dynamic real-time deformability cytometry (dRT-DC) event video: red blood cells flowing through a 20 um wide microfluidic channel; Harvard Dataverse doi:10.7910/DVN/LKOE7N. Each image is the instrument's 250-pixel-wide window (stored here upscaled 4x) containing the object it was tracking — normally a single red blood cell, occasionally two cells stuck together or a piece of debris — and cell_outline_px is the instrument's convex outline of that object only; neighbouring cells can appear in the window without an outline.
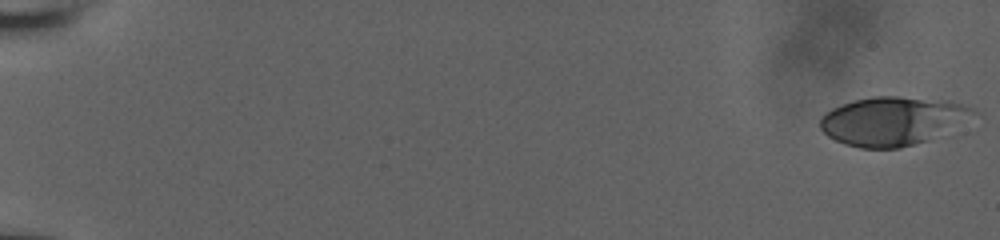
{"species": "human", "species_latin": "Homo sapiens", "temperature_condition": "room temperature", "stored_images_in_passage": 55, "camera_frame_rate_fps": 3000, "um_per_image_px": 0.085, "donor": {"sex": "male"}, "frame": {"image": 1, "passage_image": 1, "time_ms": 0.0, "image_size_px": [1000, 240], "cell_outline_px": [[976, 112], [924, 140], [912, 144], [896, 148], [860, 148], [844, 144], [828, 136], [820, 128], [820, 116], [824, 112], [832, 108], [856, 100], [872, 96], [900, 96], [948, 100], [972, 108]], "centroid_in_image_um": [75.7, 10.26], "position_along_channel_um": 9.3, "area_um2": 42.08}}
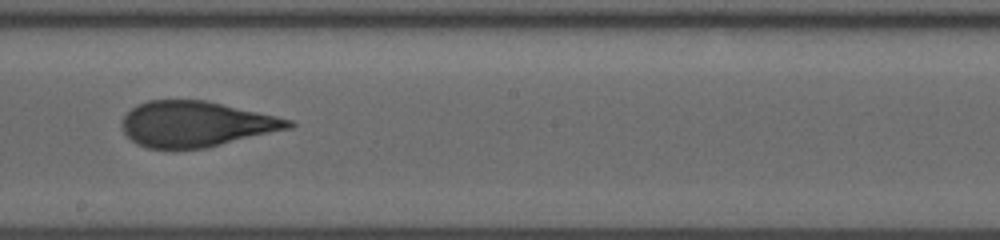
{"frame": {"image": 2, "passage_image": 34, "time_ms": 11.0, "image_size_px": [1000, 240], "cell_outline_px": [[296, 124], [292, 128], [204, 148], [148, 148], [136, 144], [124, 132], [120, 124], [120, 120], [136, 104], [148, 100], [208, 100], [276, 116], [292, 120]], "centroid_in_image_um": [16.64, 10.53], "position_along_channel_um": 231.6, "area_um2": 44.22}}
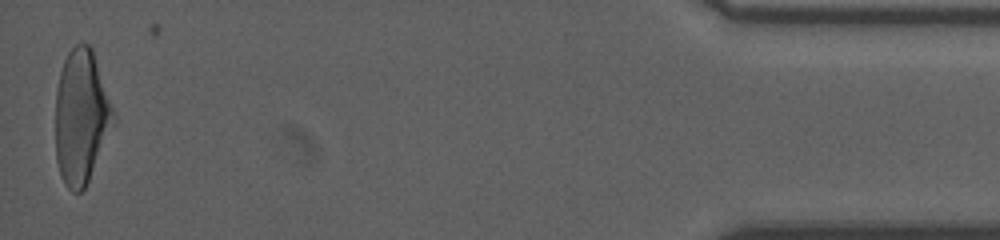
{"frame": {"image": 3, "passage_image": 55, "time_ms": 18.0, "image_size_px": [1000, 240], "cell_outline_px": [[116, 120], [88, 180], [84, 188], [80, 192], [72, 192], [64, 184], [56, 160], [56, 88], [60, 72], [64, 60], [68, 52], [76, 44], [88, 44], [92, 48]], "centroid_in_image_um": [6.89, 9.93], "position_along_channel_um": 428.3, "area_um2": 44.74}, "authors_computed_cell_mechanics": {"area_um2": 44.3326, "velocity_mm_per_s": 3.9363, "shape_relaxation_time_tau1_ms": 5.9269, "shape_relaxation_time_tau2_ms": null, "deformation_change_tau1": 0.2073, "deformation_change_tau2": null}}